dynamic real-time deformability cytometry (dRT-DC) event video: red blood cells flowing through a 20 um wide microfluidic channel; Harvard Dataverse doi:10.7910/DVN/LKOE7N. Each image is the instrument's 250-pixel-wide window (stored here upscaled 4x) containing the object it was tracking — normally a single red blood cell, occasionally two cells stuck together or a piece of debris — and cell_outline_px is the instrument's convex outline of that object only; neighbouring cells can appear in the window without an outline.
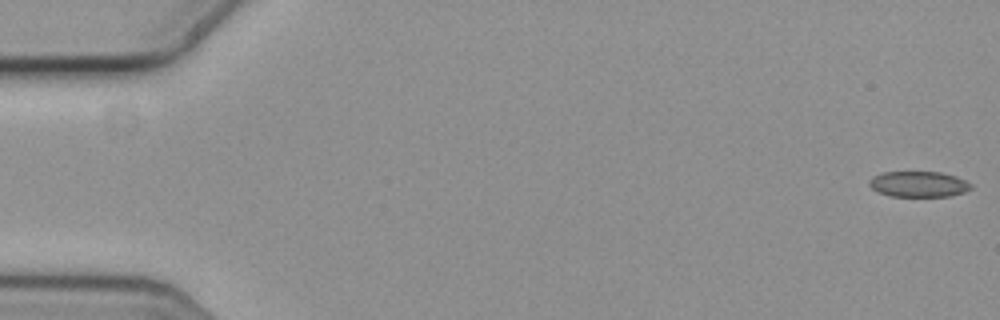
{"species": "common noctule bat (a hibernating species)", "species_latin": "Nyctalus noctula", "temperature_condition": "cold", "stored_images_in_passage": 58, "camera_frame_rate_fps": 3000, "um_per_image_px": 0.085, "animal": {"sex": "female", "body_mass_g": 19.3, "forearm_length_mm": 54.1}, "frame": {"image": 1, "passage_image": 1, "time_ms": 0.0, "image_size_px": [1000, 320], "cell_outline_px": [[972, 188], [964, 192], [948, 196], [892, 196], [880, 192], [872, 188], [868, 184], [868, 180], [872, 176], [884, 172], [940, 172], [956, 176], [972, 184]], "centroid_in_image_um": [78.07, 15.64], "position_along_channel_um": 6.9, "area_um2": 15.14}}
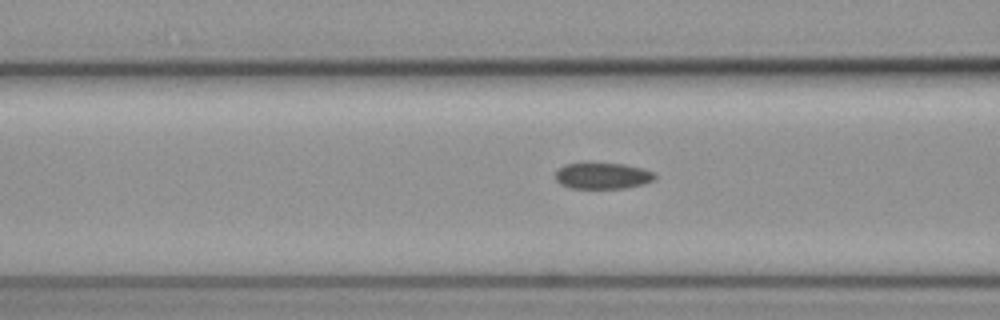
{"frame": {"image": 2, "passage_image": 23, "time_ms": 7.333, "image_size_px": [1000, 320], "cell_outline_px": [[656, 176], [652, 180], [644, 184], [624, 188], [568, 188], [560, 184], [556, 180], [556, 172], [564, 164], [588, 160], [624, 164], [640, 168], [652, 172]], "centroid_in_image_um": [51.15, 14.9], "position_along_channel_um": 115.5, "area_um2": 15.72}}
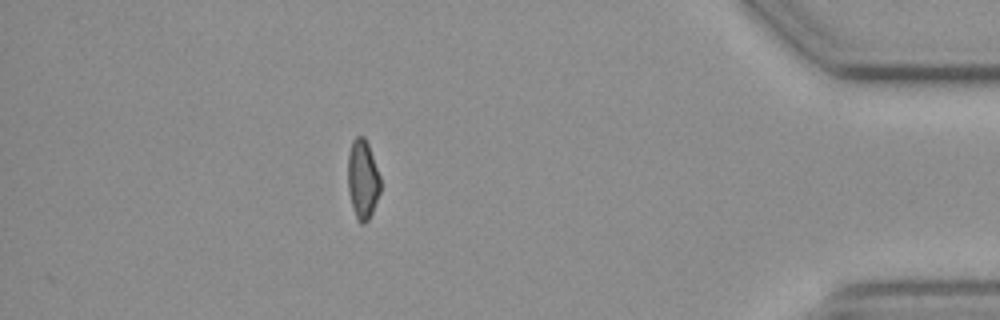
{"frame": {"image": 3, "passage_image": 51, "time_ms": 16.667, "image_size_px": [1000, 320], "cell_outline_px": [[380, 192], [372, 212], [368, 220], [364, 224], [360, 224], [356, 220], [348, 192], [348, 152], [352, 140], [356, 136], [364, 136], [368, 144], [380, 176]], "centroid_in_image_um": [30.81, 15.25], "position_along_channel_um": 404.4, "area_um2": 15.14}, "authors_computed_cell_mechanics": {"area_um2": 15.7794, "velocity_mm_per_s": 3.6181, "shape_relaxation_time_tau1_ms": null, "shape_relaxation_time_tau2_ms": 5.617, "deformation_change_tau1": null, "deformation_change_tau2": 0.1014}}